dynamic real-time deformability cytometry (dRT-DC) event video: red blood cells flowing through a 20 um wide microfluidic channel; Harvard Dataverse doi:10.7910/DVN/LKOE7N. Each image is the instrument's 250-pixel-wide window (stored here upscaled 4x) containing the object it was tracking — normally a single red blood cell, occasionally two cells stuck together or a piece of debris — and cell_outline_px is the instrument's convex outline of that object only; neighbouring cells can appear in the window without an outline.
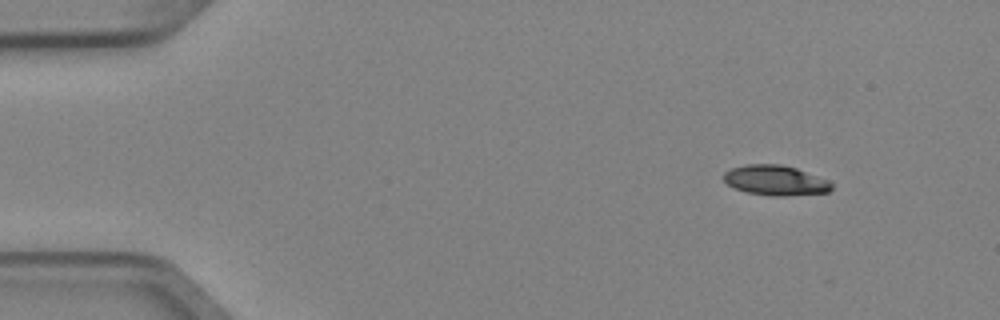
{"species": "Egyptian fruit bat (a non-hibernating species)", "species_latin": "Rousettus aegyptiacus", "temperature_condition": "cold", "stored_images_in_passage": 4, "camera_frame_rate_fps": 3000, "um_per_image_px": 0.085, "animal": {"sex": "female"}, "frame": {"image": 1, "passage_image": 1, "time_ms": 0.0, "image_size_px": [1000, 320], "cell_outline_px": [[832, 188], [828, 192], [784, 196], [772, 196], [748, 192], [736, 188], [728, 184], [724, 180], [724, 172], [732, 168], [744, 164], [780, 164], [796, 168], [828, 180], [832, 184]], "centroid_in_image_um": [65.91, 15.32], "position_along_channel_um": 19.1, "area_um2": 18.73}}
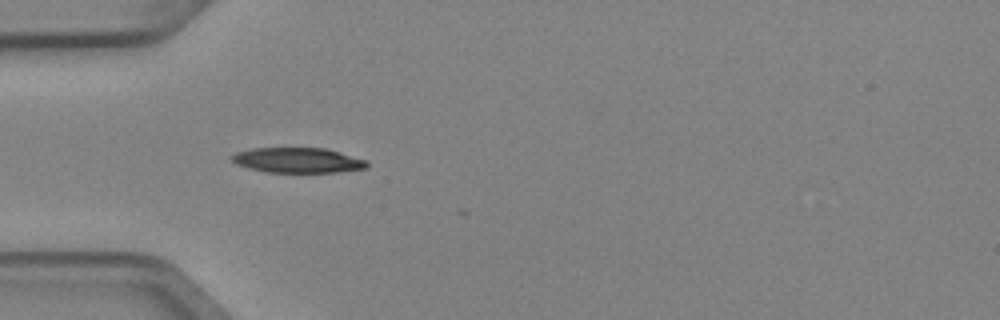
{"frame": {"image": 2, "passage_image": 3, "time_ms": 0.667, "image_size_px": [1000, 320], "cell_outline_px": [[368, 168], [336, 172], [264, 172], [248, 168], [236, 164], [232, 160], [232, 156], [236, 152], [252, 148], [324, 148], [368, 160]], "centroid_in_image_um": [25.32, 13.62], "position_along_channel_um": 59.7, "area_um2": 19.77}}